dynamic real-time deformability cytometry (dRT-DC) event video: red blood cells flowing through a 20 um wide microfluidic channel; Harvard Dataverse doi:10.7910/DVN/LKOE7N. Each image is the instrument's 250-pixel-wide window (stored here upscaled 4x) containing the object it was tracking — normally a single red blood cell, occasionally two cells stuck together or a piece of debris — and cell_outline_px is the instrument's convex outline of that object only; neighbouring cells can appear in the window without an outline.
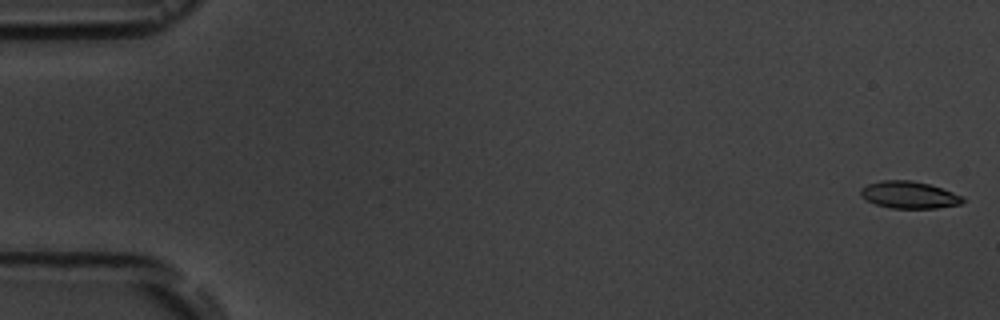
{"species": "common noctule bat (a hibernating species)", "species_latin": "Nyctalus noctula", "temperature_condition": "room temperature", "stored_images_in_passage": 5, "camera_frame_rate_fps": 3000, "um_per_image_px": 0.085, "animal": {"sex": "male", "body_mass_g": 19.5, "forearm_length_mm": 54.6}, "frame": {"image": 1, "passage_image": 1, "time_ms": 0.0, "image_size_px": [1000, 320], "cell_outline_px": [[964, 200], [960, 204], [936, 208], [892, 208], [876, 204], [860, 196], [860, 188], [868, 184], [880, 180], [912, 180], [928, 184], [964, 196]], "centroid_in_image_um": [77.25, 16.56], "position_along_channel_um": 7.7, "area_um2": 16.01}}
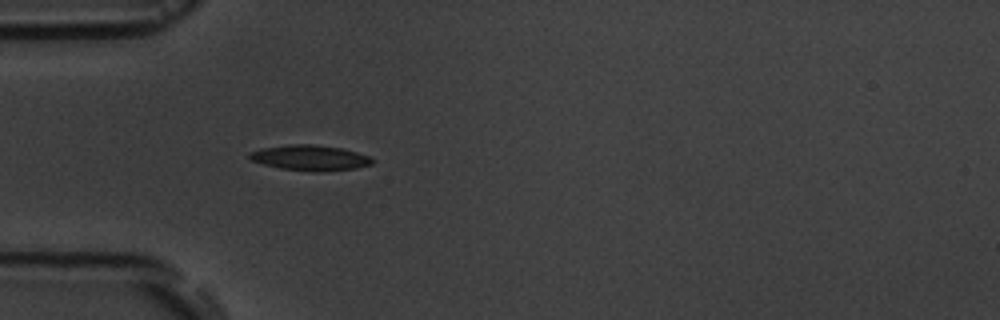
{"frame": {"image": 2, "passage_image": 5, "time_ms": 5.333, "image_size_px": [1000, 320], "cell_outline_px": [[372, 164], [356, 168], [316, 172], [280, 168], [264, 164], [252, 160], [248, 156], [248, 152], [260, 148], [288, 144], [312, 144], [340, 148], [356, 152], [368, 156], [372, 160]], "centroid_in_image_um": [26.3, 13.4], "position_along_channel_um": 58.7, "area_um2": 18.03}}